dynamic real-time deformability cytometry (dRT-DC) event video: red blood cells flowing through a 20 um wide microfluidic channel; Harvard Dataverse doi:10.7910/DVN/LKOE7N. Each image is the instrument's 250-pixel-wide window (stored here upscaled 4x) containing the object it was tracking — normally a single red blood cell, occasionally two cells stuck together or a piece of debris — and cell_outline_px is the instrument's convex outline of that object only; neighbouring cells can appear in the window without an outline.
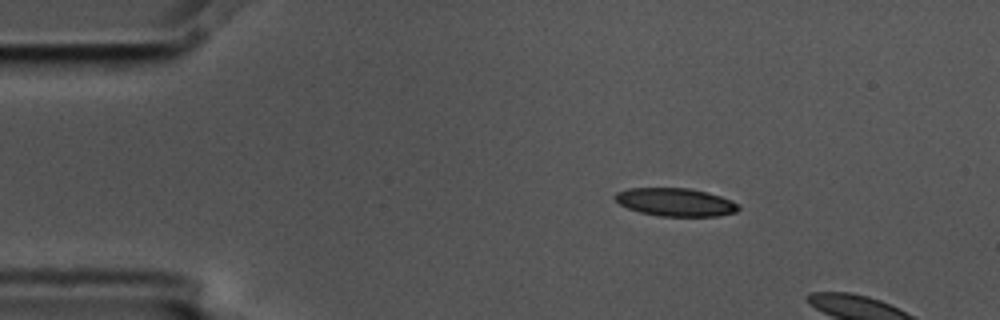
{"species": "common noctule bat (a hibernating species)", "species_latin": "Nyctalus noctula", "temperature_condition": "cold", "stored_images_in_passage": 2, "camera_frame_rate_fps": 3000, "um_per_image_px": 0.085, "animal": {"sex": "male", "body_mass_g": 17.5, "forearm_length_mm": 52.3}, "frame": {"image": 1, "passage_image": 1, "time_ms": 0.0, "image_size_px": [1000, 320], "cell_outline_px": [[740, 208], [736, 212], [720, 216], [660, 216], [640, 212], [628, 208], [620, 204], [612, 196], [616, 192], [628, 188], [688, 188], [708, 192], [732, 200], [740, 204]], "centroid_in_image_um": [57.43, 17.18], "position_along_channel_um": 27.6, "area_um2": 20.35}}